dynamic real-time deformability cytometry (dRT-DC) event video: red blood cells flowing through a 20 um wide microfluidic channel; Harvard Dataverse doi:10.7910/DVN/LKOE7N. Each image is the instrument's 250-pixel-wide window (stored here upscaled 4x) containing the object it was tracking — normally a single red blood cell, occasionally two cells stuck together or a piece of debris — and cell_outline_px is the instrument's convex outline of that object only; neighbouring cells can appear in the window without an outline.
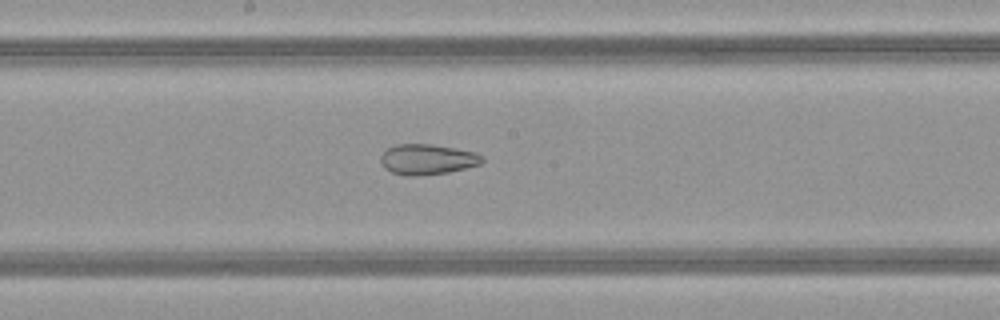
{"species": "common noctule bat (a hibernating species)", "species_latin": "Nyctalus noctula", "temperature_condition": "warm", "stored_images_in_passage": 49, "camera_frame_rate_fps": 3000, "um_per_image_px": 0.085, "animal": {"sex": "female", "body_mass_g": 21.9}, "frame": {"image": 1, "passage_image": 26, "time_ms": 8.333, "image_size_px": [1000, 320], "cell_outline_px": [[484, 160], [480, 164], [448, 172], [416, 176], [404, 176], [392, 172], [384, 168], [380, 160], [380, 156], [388, 148], [396, 144], [432, 144], [476, 152], [484, 156]], "centroid_in_image_um": [36.32, 13.54], "position_along_channel_um": 211.9, "area_um2": 18.03}}
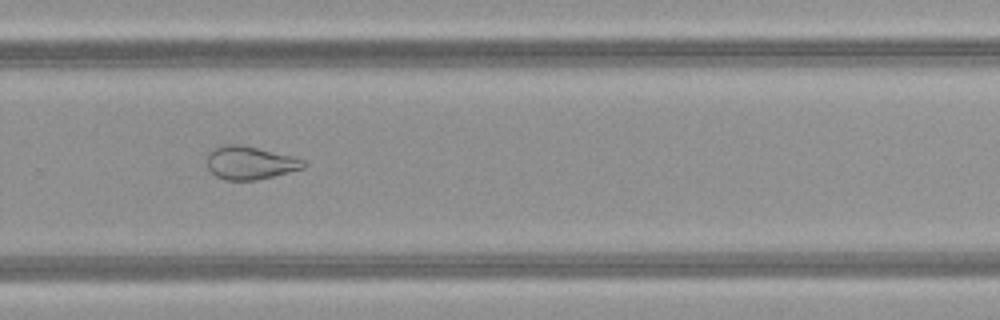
{"frame": {"image": 2, "passage_image": 33, "time_ms": 10.667, "image_size_px": [1000, 320], "cell_outline_px": [[308, 164], [304, 168], [256, 180], [224, 180], [216, 176], [208, 168], [208, 152], [212, 148], [220, 144], [240, 144], [292, 156], [304, 160]], "centroid_in_image_um": [21.23, 13.83], "position_along_channel_um": 308.6, "area_um2": 18.67}}
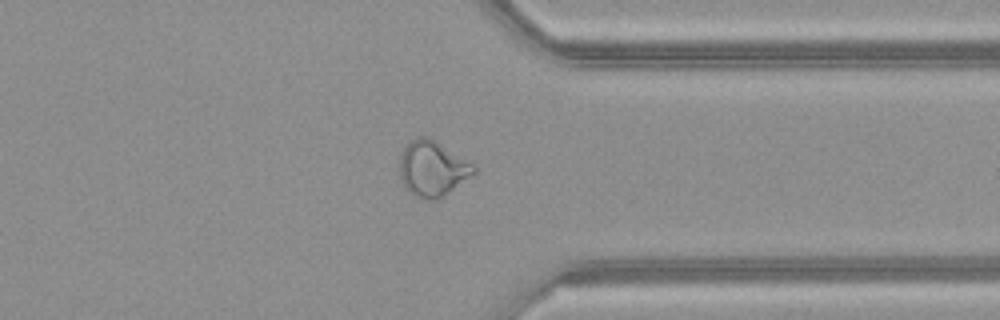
{"frame": {"image": 3, "passage_image": 38, "time_ms": 12.333, "image_size_px": [1000, 320], "cell_outline_px": [[476, 172], [436, 200], [432, 200], [412, 196], [404, 188], [400, 180], [400, 156], [404, 148], [412, 140], [420, 136], [424, 136], [436, 140], [476, 164]], "centroid_in_image_um": [36.75, 14.32], "position_along_channel_um": 374.6, "area_um2": 24.04}, "authors_computed_cell_mechanics": {"area_um2": 25.9522, "velocity_mm_per_s": 4.1568, "shape_relaxation_time_tau1_ms": null, "shape_relaxation_time_tau2_ms": 2.2874, "deformation_change_tau1": null, "deformation_change_tau2": 0.0955}}